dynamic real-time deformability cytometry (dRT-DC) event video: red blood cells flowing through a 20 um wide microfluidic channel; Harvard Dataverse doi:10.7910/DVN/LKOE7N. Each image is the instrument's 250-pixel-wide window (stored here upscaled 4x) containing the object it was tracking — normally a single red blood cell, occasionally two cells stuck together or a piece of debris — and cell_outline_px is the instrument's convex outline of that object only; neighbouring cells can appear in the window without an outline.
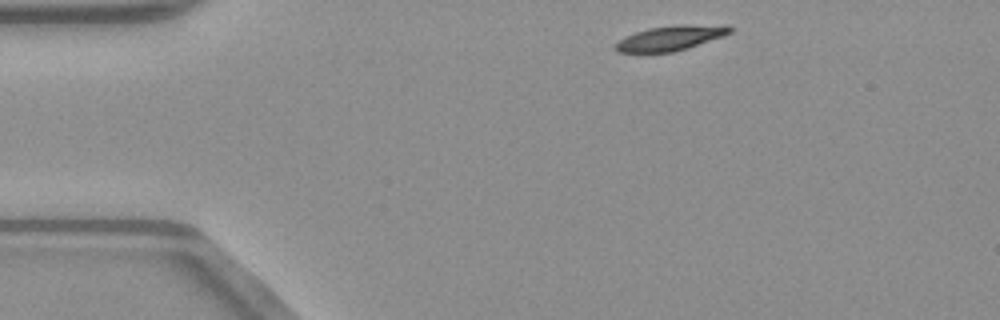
{"species": "common noctule bat (a hibernating species)", "species_latin": "Nyctalus noctula", "temperature_condition": "warm", "stored_images_in_passage": 43, "camera_frame_rate_fps": 3000, "um_per_image_px": 0.085, "animal": {"sex": "male", "body_mass_g": 23.1, "forearm_length_mm": 52.7}, "frame": {"image": 1, "passage_image": 1, "time_ms": 0.0, "image_size_px": [1000, 320], "cell_outline_px": [[736, 28], [732, 32], [724, 36], [688, 48], [672, 52], [616, 52], [612, 48], [624, 36], [648, 28], [680, 24], [728, 24]], "centroid_in_image_um": [57.08, 3.21], "position_along_channel_um": 27.9, "area_um2": 16.99}}
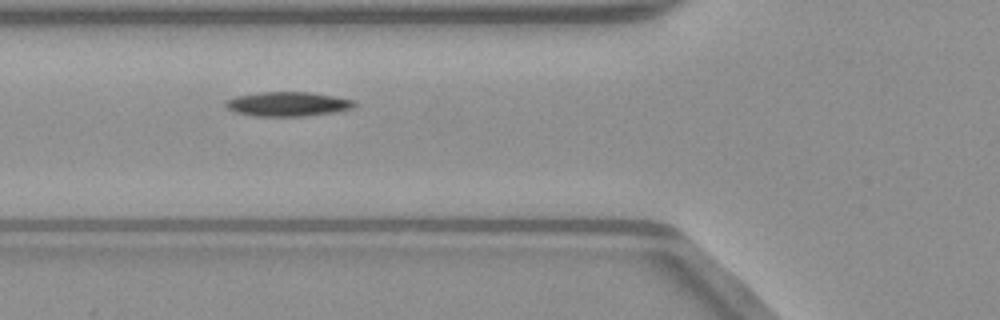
{"frame": {"image": 2, "passage_image": 11, "time_ms": 3.333, "image_size_px": [1000, 320], "cell_outline_px": [[356, 108], [332, 112], [304, 116], [252, 116], [236, 112], [224, 108], [224, 100], [236, 96], [256, 92], [308, 92], [356, 100]], "centroid_in_image_um": [24.41, 8.84], "position_along_channel_um": 101.4, "area_um2": 18.5}}
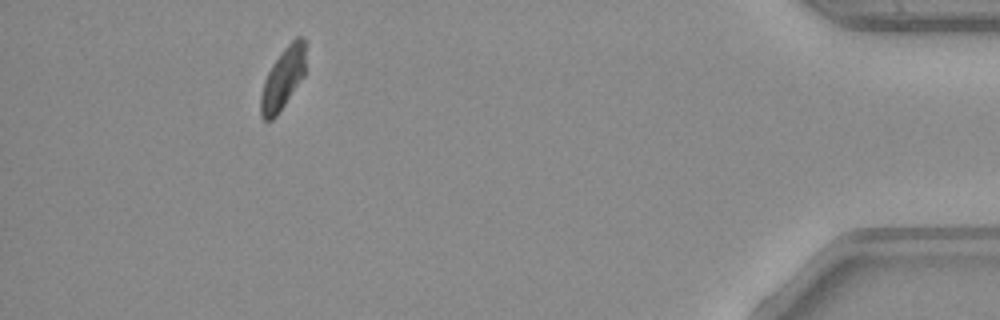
{"frame": {"image": 3, "passage_image": 39, "time_ms": 12.667, "image_size_px": [1000, 320], "cell_outline_px": [[308, 44], [304, 76], [276, 116], [272, 120], [264, 120], [260, 116], [260, 96], [264, 80], [272, 64], [284, 48], [296, 36], [304, 36]], "centroid_in_image_um": [24.09, 6.61], "position_along_channel_um": 411.1, "area_um2": 16.47}, "authors_computed_cell_mechanics": {"area_um2": 17.5712, "velocity_mm_per_s": 4.0142, "shape_relaxation_time_tau1_ms": 4.2875, "shape_relaxation_time_tau2_ms": null, "deformation_change_tau1": 0.1339, "deformation_change_tau2": null}}